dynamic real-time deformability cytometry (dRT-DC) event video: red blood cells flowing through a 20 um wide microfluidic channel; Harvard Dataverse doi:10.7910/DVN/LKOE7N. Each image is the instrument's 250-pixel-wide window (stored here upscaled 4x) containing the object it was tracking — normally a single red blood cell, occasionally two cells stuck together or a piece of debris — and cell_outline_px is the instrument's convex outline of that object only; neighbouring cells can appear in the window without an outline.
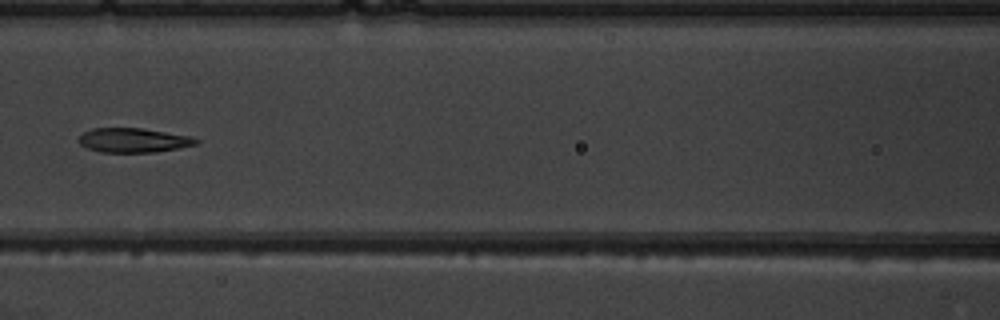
{"species": "common noctule bat (a hibernating species)", "species_latin": "Nyctalus noctula", "temperature_condition": "warm", "stored_images_in_passage": 9, "camera_frame_rate_fps": 3000, "um_per_image_px": 0.085, "animal": {"sex": "male", "body_mass_g": 19.5, "forearm_length_mm": 54.6}, "frame": {"image": 1, "passage_image": 8, "time_ms": 8.0, "image_size_px": [1000, 320], "cell_outline_px": [[200, 140], [196, 144], [180, 148], [156, 152], [100, 152], [88, 148], [80, 144], [80, 136], [84, 132], [92, 128], [144, 128], [192, 136]], "centroid_in_image_um": [11.39, 11.91], "position_along_channel_um": 155.2, "area_um2": 16.7}}